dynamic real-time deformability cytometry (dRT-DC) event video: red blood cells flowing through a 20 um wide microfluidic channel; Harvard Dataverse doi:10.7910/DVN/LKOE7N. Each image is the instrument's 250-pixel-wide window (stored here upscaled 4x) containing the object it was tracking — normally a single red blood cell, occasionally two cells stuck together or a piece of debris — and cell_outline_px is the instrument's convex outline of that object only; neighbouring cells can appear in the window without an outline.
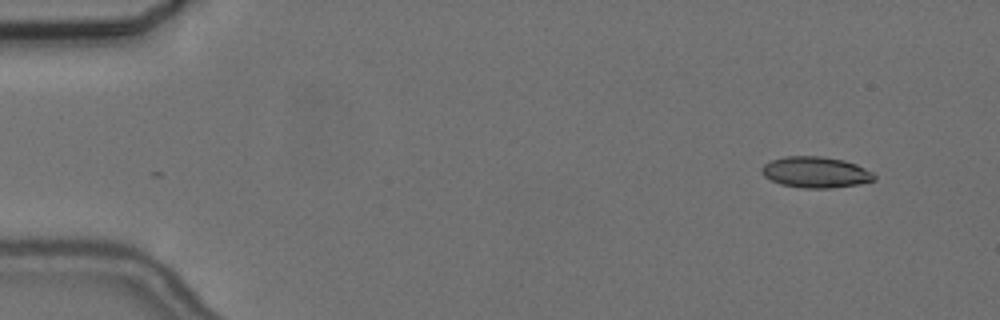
{"species": "common noctule bat (a hibernating species)", "species_latin": "Nyctalus noctula", "temperature_condition": "cold", "stored_images_in_passage": 3, "camera_frame_rate_fps": 3000, "um_per_image_px": 0.085, "animal": {"sex": "female", "body_mass_g": 24.6, "forearm_length_mm": 56.2}, "frame": {"image": 1, "passage_image": 3, "time_ms": 2.333, "image_size_px": [1000, 320], "cell_outline_px": [[876, 180], [860, 184], [832, 188], [800, 188], [780, 184], [764, 176], [760, 172], [760, 168], [764, 164], [772, 160], [788, 156], [820, 156], [844, 160], [856, 164], [872, 172], [876, 176]], "centroid_in_image_um": [69.33, 14.65], "position_along_channel_um": 15.7, "area_um2": 20.46}}